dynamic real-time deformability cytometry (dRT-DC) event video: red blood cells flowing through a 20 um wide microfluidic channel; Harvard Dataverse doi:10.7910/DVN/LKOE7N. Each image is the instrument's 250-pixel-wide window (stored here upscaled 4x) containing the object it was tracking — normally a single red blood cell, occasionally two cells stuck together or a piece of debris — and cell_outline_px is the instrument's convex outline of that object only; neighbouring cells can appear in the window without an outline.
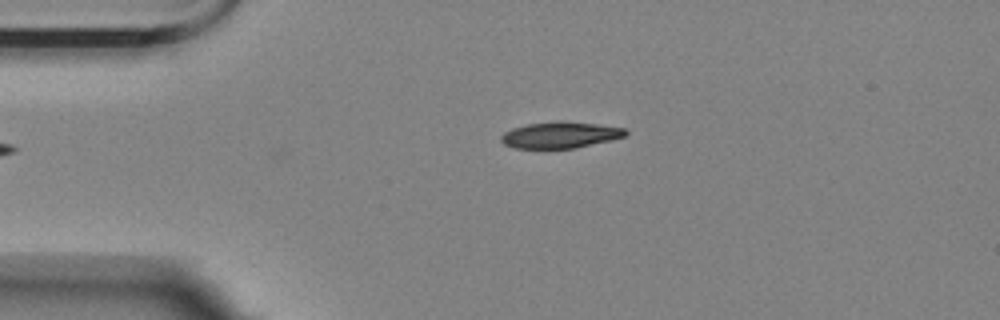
{"species": "Egyptian fruit bat (a non-hibernating species)", "species_latin": "Rousettus aegyptiacus", "temperature_condition": "room temperature", "stored_images_in_passage": 3, "camera_frame_rate_fps": 3000, "um_per_image_px": 0.085, "animal": {"sex": "female"}, "frame": {"image": 1, "passage_image": 3, "time_ms": 2.333, "image_size_px": [1000, 320], "cell_outline_px": [[628, 132], [624, 136], [612, 140], [576, 148], [516, 148], [504, 144], [500, 140], [500, 136], [504, 132], [512, 128], [528, 124], [556, 120], [560, 120], [600, 124], [628, 128]], "centroid_in_image_um": [47.65, 11.45], "position_along_channel_um": 37.3, "area_um2": 19.36}}